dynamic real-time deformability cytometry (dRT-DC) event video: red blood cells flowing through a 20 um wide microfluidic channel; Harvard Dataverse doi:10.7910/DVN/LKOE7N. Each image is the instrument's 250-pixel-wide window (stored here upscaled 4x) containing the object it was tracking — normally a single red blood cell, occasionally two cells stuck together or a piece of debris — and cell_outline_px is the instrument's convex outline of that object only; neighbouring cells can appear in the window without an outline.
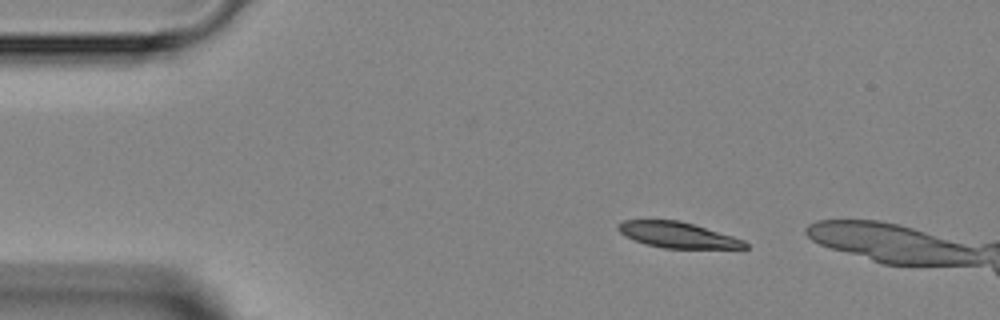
{"species": "Egyptian fruit bat (a non-hibernating species)", "species_latin": "Rousettus aegyptiacus", "temperature_condition": "room temperature", "stored_images_in_passage": 2, "camera_frame_rate_fps": 3000, "um_per_image_px": 0.085, "animal": {"sex": "female"}, "frame": {"image": 1, "passage_image": 1, "time_ms": 0.0, "image_size_px": [1000, 320], "cell_outline_px": [[748, 248], [664, 248], [648, 244], [636, 240], [620, 232], [616, 228], [616, 224], [624, 220], [680, 220], [732, 236], [744, 240], [748, 244]], "centroid_in_image_um": [57.6, 19.96], "position_along_channel_um": 27.4, "area_um2": 18.73}}